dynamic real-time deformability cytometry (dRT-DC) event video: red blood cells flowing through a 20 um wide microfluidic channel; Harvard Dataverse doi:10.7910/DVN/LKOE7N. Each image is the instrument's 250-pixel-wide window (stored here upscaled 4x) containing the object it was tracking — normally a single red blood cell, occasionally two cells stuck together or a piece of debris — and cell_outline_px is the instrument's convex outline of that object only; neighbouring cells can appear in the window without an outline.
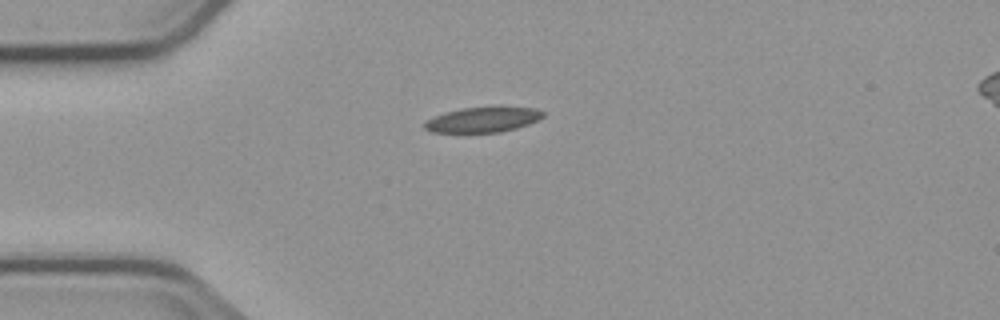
{"species": "common noctule bat (a hibernating species)", "species_latin": "Nyctalus noctula", "temperature_condition": "cold", "stored_images_in_passage": 3, "camera_frame_rate_fps": 3000, "um_per_image_px": 0.085, "animal": {"sex": "male", "body_mass_g": 23.1, "forearm_length_mm": 52.7}, "frame": {"image": 1, "passage_image": 1, "time_ms": 0.0, "image_size_px": [1000, 320], "cell_outline_px": [[544, 116], [528, 124], [516, 128], [500, 132], [432, 132], [424, 128], [424, 124], [432, 116], [444, 112], [460, 108], [536, 108], [544, 112]], "centroid_in_image_um": [41.0, 10.18], "position_along_channel_um": 44.0, "area_um2": 16.99}}
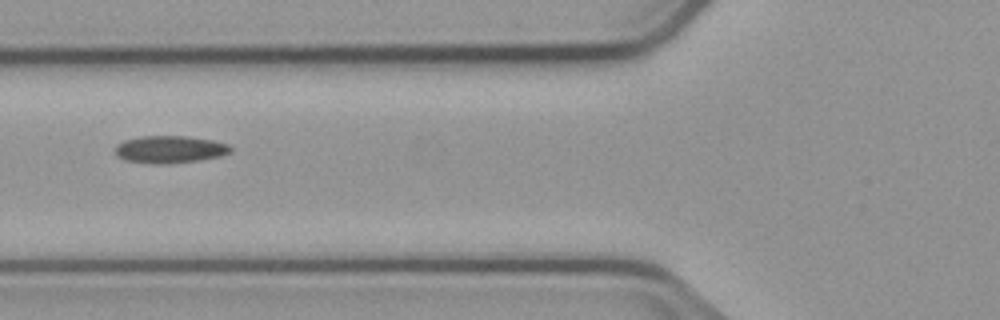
{"frame": {"image": 2, "passage_image": 3, "time_ms": 2.333, "image_size_px": [1000, 320], "cell_outline_px": [[232, 152], [220, 156], [200, 160], [164, 164], [160, 164], [124, 160], [116, 156], [112, 148], [116, 144], [124, 140], [140, 136], [184, 136], [212, 140], [228, 144], [232, 148]], "centroid_in_image_um": [14.39, 12.69], "position_along_channel_um": 111.4, "area_um2": 18.55}}